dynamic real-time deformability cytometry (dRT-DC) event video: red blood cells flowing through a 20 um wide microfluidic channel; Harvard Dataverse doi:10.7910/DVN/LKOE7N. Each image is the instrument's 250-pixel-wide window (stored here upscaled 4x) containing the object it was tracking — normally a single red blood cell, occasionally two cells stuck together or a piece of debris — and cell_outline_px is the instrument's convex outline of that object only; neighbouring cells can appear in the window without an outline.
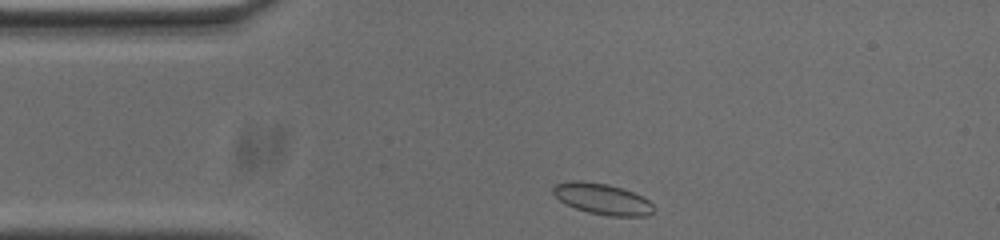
{"species": "common noctule bat (a hibernating species)", "species_latin": "Nyctalus noctula", "temperature_condition": "cold", "stored_images_in_passage": 35, "camera_frame_rate_fps": 3000, "um_per_image_px": 0.085, "animal": {"sex": "male", "body_mass_g": 20.0, "forearm_length_mm": 53.3}, "frame": {"image": 1, "passage_image": 1, "time_ms": 0.0, "image_size_px": [1000, 240], "cell_outline_px": [[656, 208], [648, 216], [608, 216], [588, 212], [564, 204], [552, 192], [552, 188], [556, 184], [572, 180], [580, 180], [608, 184], [644, 196]], "centroid_in_image_um": [51.21, 16.91], "position_along_channel_um": 33.8, "area_um2": 18.26}}
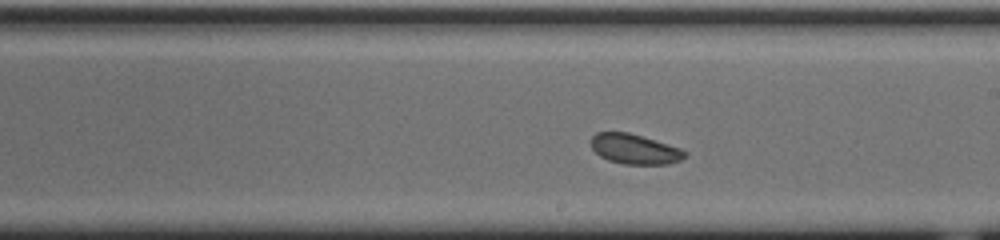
{"frame": {"image": 2, "passage_image": 20, "time_ms": 6.333, "image_size_px": [1000, 240], "cell_outline_px": [[688, 156], [680, 160], [668, 164], [624, 164], [608, 160], [600, 156], [592, 148], [592, 136], [596, 132], [628, 132], [680, 148], [688, 152]], "centroid_in_image_um": [53.97, 12.68], "position_along_channel_um": 235.0, "area_um2": 16.3}}
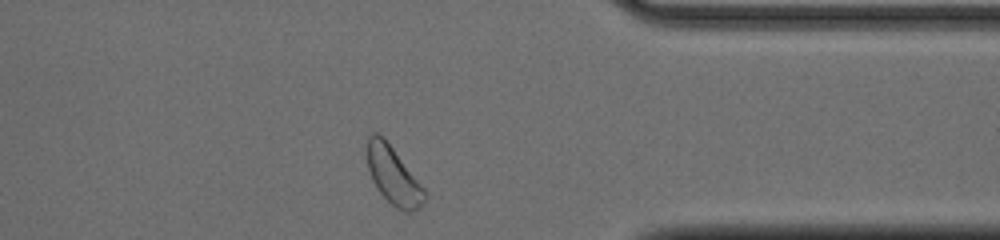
{"frame": {"image": 3, "passage_image": 33, "time_ms": 10.667, "image_size_px": [1000, 240], "cell_outline_px": [[428, 196], [420, 208], [412, 212], [404, 212], [392, 204], [376, 188], [372, 180], [368, 168], [368, 136], [372, 132], [376, 132], [384, 136], [424, 188]], "centroid_in_image_um": [33.45, 14.92], "position_along_channel_um": 377.9, "area_um2": 19.31}, "authors_computed_cell_mechanics": {"area_um2": 17.1088, "velocity_mm_per_s": 3.628, "shape_relaxation_time_tau1_ms": 8.2443, "shape_relaxation_time_tau2_ms": 2.5696, "deformation_change_tau1": 0.1008, "deformation_change_tau2": 0.0717}}